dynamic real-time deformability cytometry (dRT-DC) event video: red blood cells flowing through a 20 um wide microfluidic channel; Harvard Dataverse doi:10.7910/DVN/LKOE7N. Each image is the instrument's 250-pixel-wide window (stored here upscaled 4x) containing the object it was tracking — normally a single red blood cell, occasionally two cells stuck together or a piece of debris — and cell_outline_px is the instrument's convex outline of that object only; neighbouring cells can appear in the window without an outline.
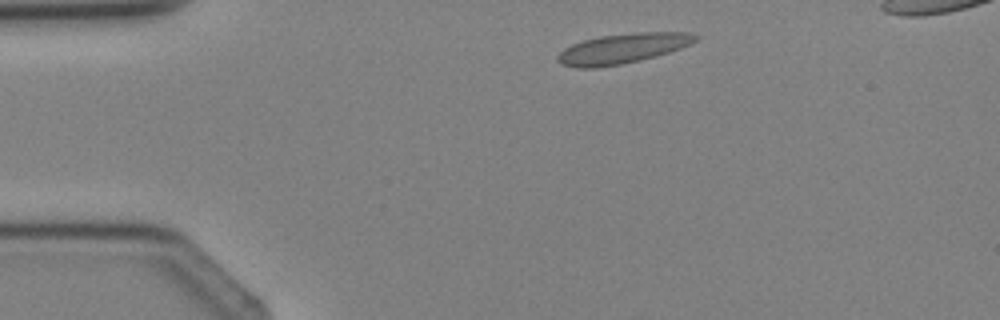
{"species": "Egyptian fruit bat (a non-hibernating species)", "species_latin": "Rousettus aegyptiacus", "temperature_condition": "cold", "stored_images_in_passage": 3, "camera_frame_rate_fps": 3000, "um_per_image_px": 0.085, "animal": {"sex": "female"}, "frame": {"image": 1, "passage_image": 1, "time_ms": 0.0, "image_size_px": [1000, 320], "cell_outline_px": [[700, 36], [696, 40], [680, 48], [668, 52], [620, 64], [596, 68], [580, 68], [564, 64], [556, 60], [556, 56], [564, 48], [572, 44], [584, 40], [600, 36], [632, 32], [688, 32]], "centroid_in_image_um": [52.89, 4.1], "position_along_channel_um": 32.1, "area_um2": 23.7}}